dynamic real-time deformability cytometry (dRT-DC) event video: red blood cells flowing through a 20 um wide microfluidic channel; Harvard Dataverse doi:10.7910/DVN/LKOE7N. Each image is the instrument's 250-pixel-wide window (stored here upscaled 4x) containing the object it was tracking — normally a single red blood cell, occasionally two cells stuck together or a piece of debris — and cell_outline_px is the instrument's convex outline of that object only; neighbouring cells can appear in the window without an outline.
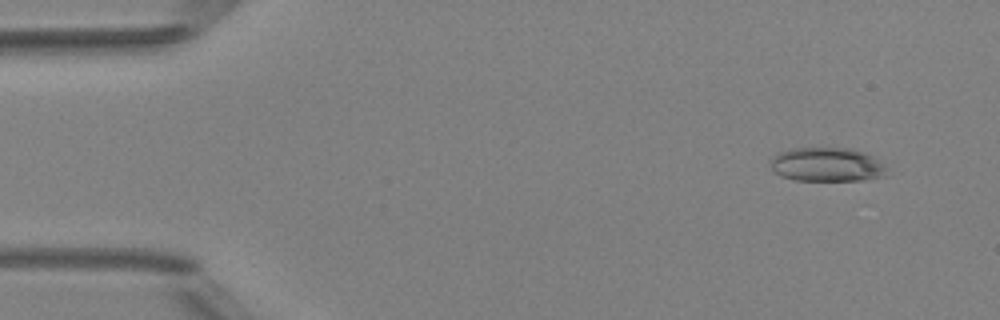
{"species": "Egyptian fruit bat (a non-hibernating species)", "species_latin": "Rousettus aegyptiacus", "temperature_condition": "room temperature", "stored_images_in_passage": 4, "camera_frame_rate_fps": 3000, "um_per_image_px": 0.085, "animal": {"sex": "female"}, "frame": {"image": 1, "passage_image": 1, "time_ms": 0.0, "image_size_px": [1000, 320], "cell_outline_px": [[888, 176], [860, 180], [796, 180], [780, 176], [772, 168], [772, 156], [780, 152], [792, 148], [852, 148], [872, 156], [884, 164]], "centroid_in_image_um": [70.31, 13.99], "position_along_channel_um": 14.7, "area_um2": 22.95}}
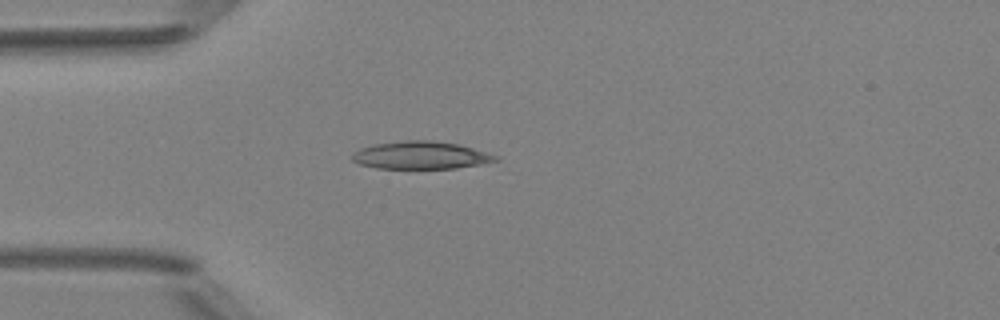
{"frame": {"image": 2, "passage_image": 4, "time_ms": 3.333, "image_size_px": [1000, 320], "cell_outline_px": [[500, 160], [480, 164], [456, 168], [376, 168], [360, 164], [352, 160], [352, 152], [360, 148], [372, 144], [408, 140], [432, 140], [460, 144], [488, 152], [500, 156]], "centroid_in_image_um": [35.79, 13.19], "position_along_channel_um": 49.2, "area_um2": 23.29}}